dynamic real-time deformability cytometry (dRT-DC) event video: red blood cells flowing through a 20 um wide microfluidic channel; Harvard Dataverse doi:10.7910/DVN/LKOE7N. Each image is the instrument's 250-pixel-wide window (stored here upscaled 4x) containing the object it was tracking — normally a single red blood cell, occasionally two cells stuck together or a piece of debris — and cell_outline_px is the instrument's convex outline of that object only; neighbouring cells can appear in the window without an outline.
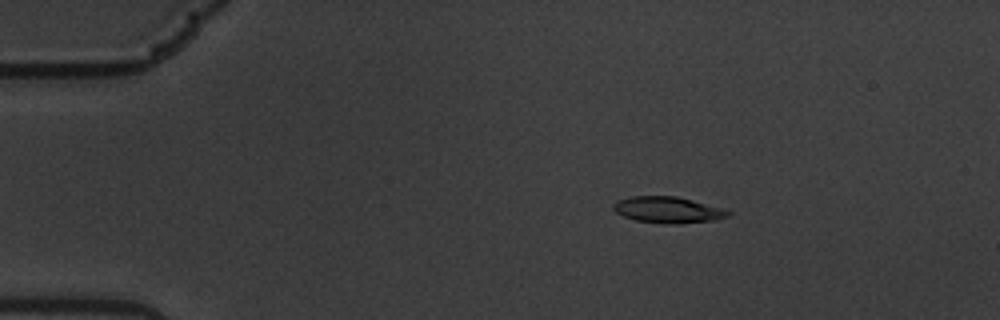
{"species": "common noctule bat (a hibernating species)", "species_latin": "Nyctalus noctula", "temperature_condition": "warm", "stored_images_in_passage": 51, "camera_frame_rate_fps": 3000, "um_per_image_px": 0.085, "animal": {"sex": "male", "body_mass_g": 19.5, "forearm_length_mm": 54.6}, "frame": {"image": 1, "passage_image": 1, "time_ms": 0.0, "image_size_px": [1000, 320], "cell_outline_px": [[732, 212], [728, 216], [712, 220], [676, 224], [668, 224], [636, 220], [624, 216], [616, 212], [612, 208], [612, 204], [616, 200], [632, 196], [676, 196], [692, 200], [720, 208]], "centroid_in_image_um": [56.71, 17.83], "position_along_channel_um": 28.3, "area_um2": 17.34}}
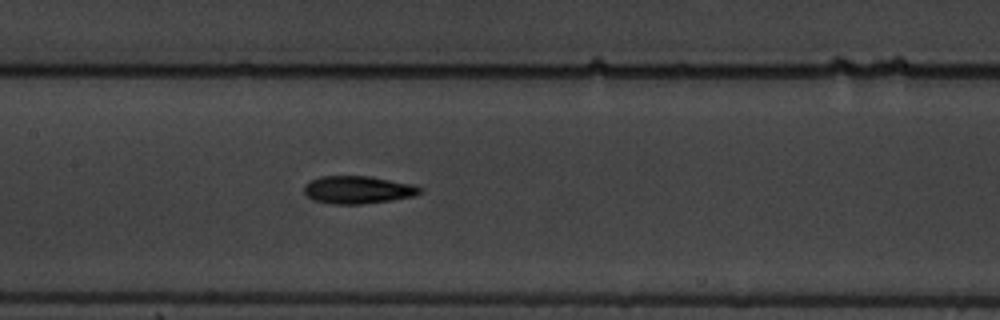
{"frame": {"image": 2, "passage_image": 20, "time_ms": 6.333, "image_size_px": [1000, 320], "cell_outline_px": [[424, 192], [412, 196], [392, 200], [364, 204], [332, 204], [312, 200], [304, 192], [304, 184], [320, 176], [368, 176], [412, 184], [424, 188]], "centroid_in_image_um": [30.43, 16.14], "position_along_channel_um": 177.0, "area_um2": 18.79}}
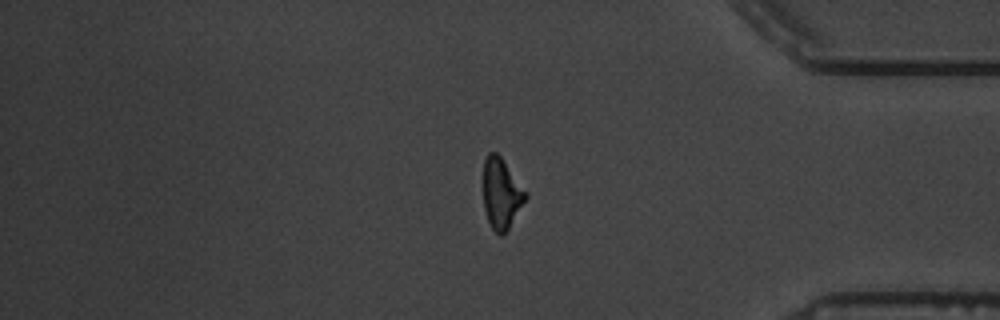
{"frame": {"image": 3, "passage_image": 41, "time_ms": 13.333, "image_size_px": [1000, 320], "cell_outline_px": [[528, 196], [508, 228], [500, 236], [492, 228], [488, 220], [484, 208], [484, 160], [488, 152], [496, 152], [500, 156], [528, 192]], "centroid_in_image_um": [42.62, 16.42], "position_along_channel_um": 392.6, "area_um2": 17.17}, "authors_computed_cell_mechanics": {"area_um2": 18.0914, "velocity_mm_per_s": 3.3842, "shape_relaxation_time_tau1_ms": 3.9301, "shape_relaxation_time_tau2_ms": 3.3711, "deformation_change_tau1": 0.1519, "deformation_change_tau2": 0.1109}}